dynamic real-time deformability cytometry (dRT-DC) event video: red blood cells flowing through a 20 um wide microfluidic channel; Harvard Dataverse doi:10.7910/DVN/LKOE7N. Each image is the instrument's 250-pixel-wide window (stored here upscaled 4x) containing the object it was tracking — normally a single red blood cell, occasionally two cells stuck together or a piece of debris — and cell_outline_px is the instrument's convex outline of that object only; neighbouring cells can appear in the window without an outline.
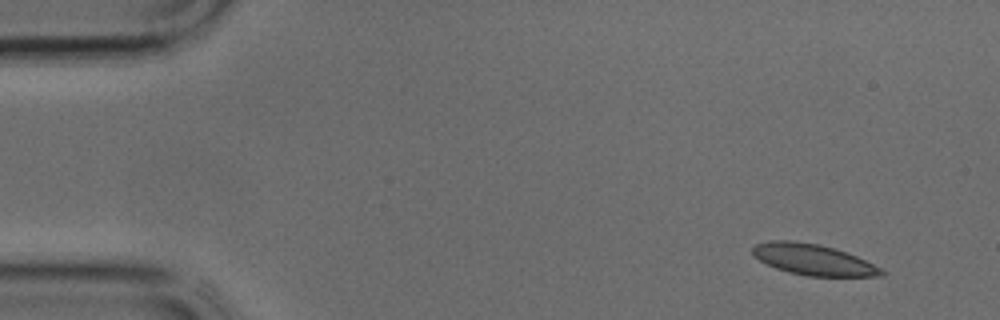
{"species": "common noctule bat (a hibernating species)", "species_latin": "Nyctalus noctula", "temperature_condition": "cold", "stored_images_in_passage": 2, "camera_frame_rate_fps": 3000, "um_per_image_px": 0.085, "animal": {"sex": "male", "body_mass_g": 17.9, "forearm_length_mm": 54.2}, "frame": {"image": 1, "passage_image": 1, "time_ms": 0.0, "image_size_px": [1000, 320], "cell_outline_px": [[868, 264], [860, 276], [828, 276], [800, 272], [784, 268], [776, 264], [832, 252], [840, 252], [860, 260]], "centroid_in_image_um": [70.36, 22.53], "position_along_channel_um": 14.6, "area_um2": 10.35}}